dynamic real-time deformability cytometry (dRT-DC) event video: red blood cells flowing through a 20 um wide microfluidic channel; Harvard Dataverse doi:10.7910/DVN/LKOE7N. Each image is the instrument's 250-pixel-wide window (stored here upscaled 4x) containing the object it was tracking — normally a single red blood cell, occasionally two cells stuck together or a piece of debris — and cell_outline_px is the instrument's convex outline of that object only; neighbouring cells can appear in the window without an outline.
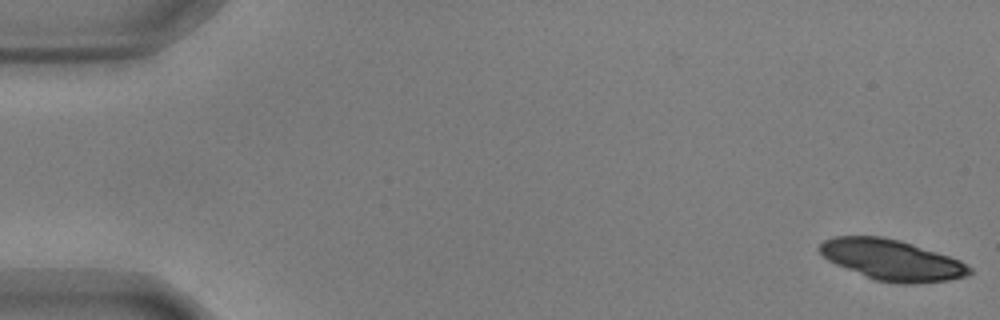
{"species": "common noctule bat (a hibernating species)", "species_latin": "Nyctalus noctula", "temperature_condition": "warm", "stored_images_in_passage": 56, "camera_frame_rate_fps": 3000, "um_per_image_px": 0.085, "animal": {"sex": "male", "body_mass_g": 17.9, "forearm_length_mm": 54.2}, "frame": {"image": 1, "passage_image": 1, "time_ms": 0.0, "image_size_px": [1000, 320], "cell_outline_px": [[972, 272], [968, 276], [948, 280], [912, 284], [900, 284], [876, 280], [864, 276], [836, 264], [828, 260], [820, 252], [820, 244], [824, 240], [832, 236], [880, 236], [900, 240], [960, 260], [972, 268]], "centroid_in_image_um": [75.82, 22.1], "position_along_channel_um": 9.2, "area_um2": 35.37}}
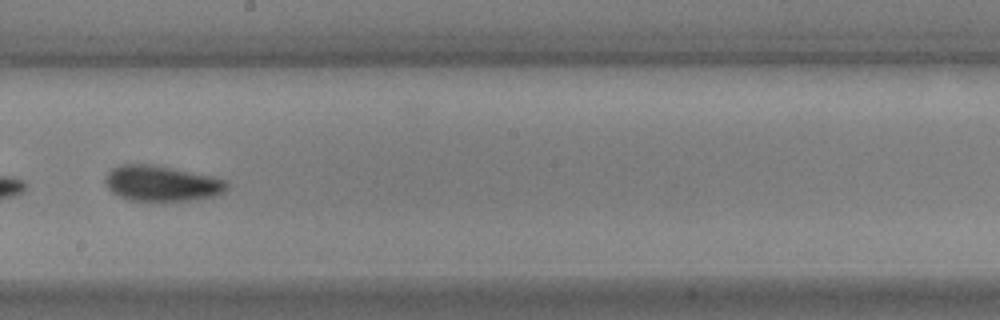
{"frame": {"image": 2, "passage_image": 32, "time_ms": 10.333, "image_size_px": [1000, 320], "cell_outline_px": [[228, 188], [224, 192], [216, 196], [192, 200], [128, 200], [112, 192], [108, 188], [104, 180], [104, 176], [112, 168], [120, 164], [148, 164], [172, 168], [212, 176], [224, 180], [228, 184]], "centroid_in_image_um": [13.73, 15.58], "position_along_channel_um": 234.5, "area_um2": 25.09}}
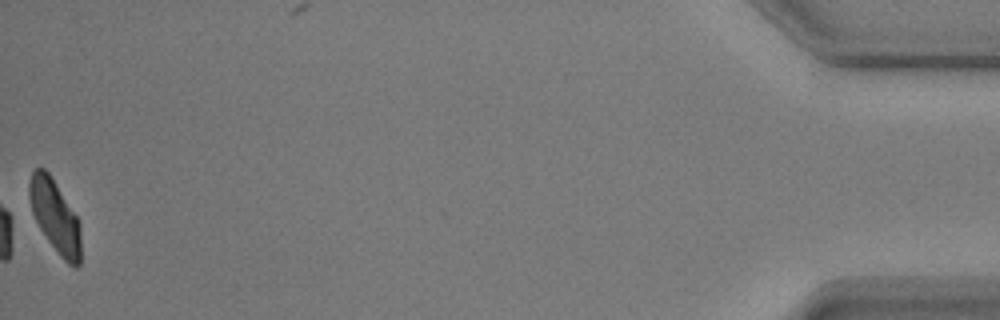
{"frame": {"image": 3, "passage_image": 56, "time_ms": 18.333, "image_size_px": [1000, 320], "cell_outline_px": [[80, 264], [76, 268], [68, 264], [60, 256], [48, 240], [40, 228], [32, 212], [28, 196], [28, 184], [32, 172], [36, 168], [44, 168], [48, 172], [80, 220]], "centroid_in_image_um": [4.68, 18.38], "position_along_channel_um": 430.5, "area_um2": 21.73}, "authors_computed_cell_mechanics": {"area_um2": 24.8251, "velocity_mm_per_s": 3.6111, "shape_relaxation_time_tau1_ms": 2.9726, "shape_relaxation_time_tau2_ms": 2.4437, "deformation_change_tau1": 0.1363, "deformation_change_tau2": 0.0783}}